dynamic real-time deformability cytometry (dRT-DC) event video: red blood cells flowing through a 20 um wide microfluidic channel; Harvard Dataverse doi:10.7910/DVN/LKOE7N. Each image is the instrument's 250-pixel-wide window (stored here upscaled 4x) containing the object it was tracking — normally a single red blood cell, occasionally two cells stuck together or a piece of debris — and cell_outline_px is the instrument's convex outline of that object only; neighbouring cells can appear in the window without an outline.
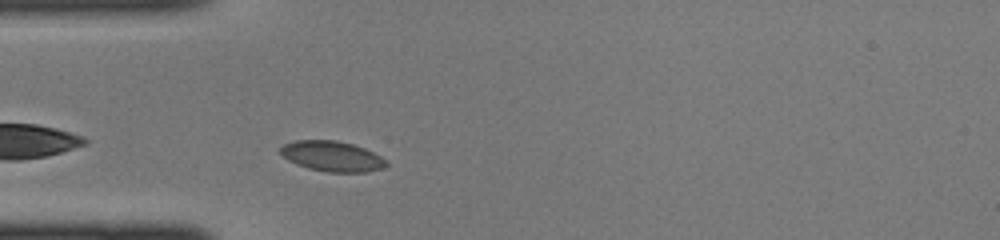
{"species": "common noctule bat (a hibernating species)", "species_latin": "Nyctalus noctula", "temperature_condition": "cold", "stored_images_in_passage": 31, "camera_frame_rate_fps": 3000, "um_per_image_px": 0.085, "animal": {"sex": "female", "body_mass_g": 22.0, "forearm_length_mm": 56.7}, "frame": {"image": 1, "passage_image": 3, "time_ms": 0.667, "image_size_px": [1000, 240], "cell_outline_px": [[388, 164], [384, 168], [368, 172], [328, 172], [308, 168], [296, 164], [288, 160], [280, 152], [280, 148], [284, 144], [296, 140], [336, 140], [352, 144], [364, 148], [380, 156]], "centroid_in_image_um": [28.22, 13.28], "position_along_channel_um": 56.8, "area_um2": 18.61}}
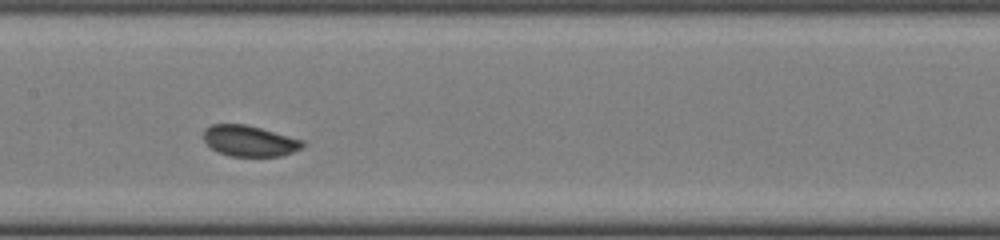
{"frame": {"image": 2, "passage_image": 12, "time_ms": 3.667, "image_size_px": [1000, 240], "cell_outline_px": [[304, 144], [300, 148], [292, 152], [280, 156], [228, 156], [212, 148], [204, 140], [204, 128], [212, 124], [244, 124], [260, 128], [304, 140]], "centroid_in_image_um": [21.19, 11.97], "position_along_channel_um": 186.2, "area_um2": 17.63}}
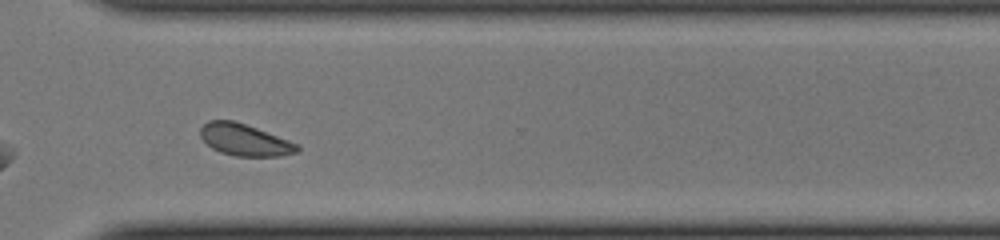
{"frame": {"image": 3, "passage_image": 23, "time_ms": 7.333, "image_size_px": [1000, 240], "cell_outline_px": [[300, 148], [296, 152], [280, 156], [236, 156], [220, 152], [212, 148], [200, 136], [200, 128], [208, 120], [232, 120], [256, 128], [300, 144]], "centroid_in_image_um": [20.8, 11.89], "position_along_channel_um": 349.8, "area_um2": 17.8}}